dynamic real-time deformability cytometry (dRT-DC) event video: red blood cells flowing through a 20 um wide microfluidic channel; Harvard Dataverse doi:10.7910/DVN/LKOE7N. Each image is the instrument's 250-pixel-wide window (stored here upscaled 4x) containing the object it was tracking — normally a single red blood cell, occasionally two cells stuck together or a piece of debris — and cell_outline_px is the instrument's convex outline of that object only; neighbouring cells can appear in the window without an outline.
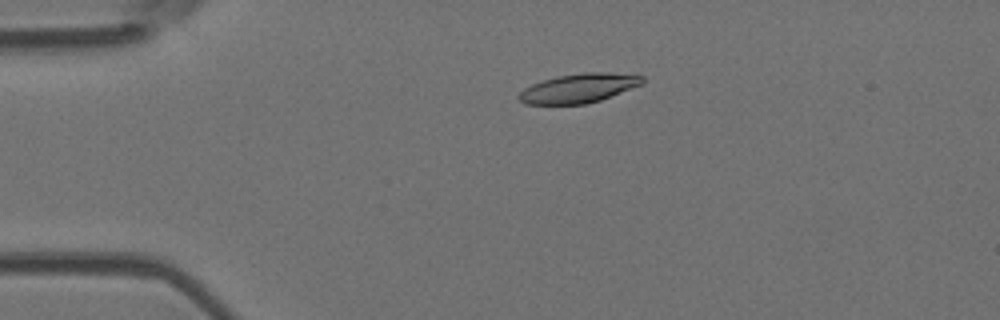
{"species": "Egyptian fruit bat (a non-hibernating species)", "species_latin": "Rousettus aegyptiacus", "temperature_condition": "room temperature", "stored_images_in_passage": 3, "camera_frame_rate_fps": 3000, "um_per_image_px": 0.085, "animal": {"sex": "female"}, "frame": {"image": 1, "passage_image": 1, "time_ms": 0.0, "image_size_px": [1000, 320], "cell_outline_px": [[644, 84], [600, 100], [584, 104], [524, 104], [516, 96], [524, 88], [532, 84], [556, 76], [584, 72], [608, 72], [644, 76]], "centroid_in_image_um": [49.2, 7.49], "position_along_channel_um": 35.8, "area_um2": 21.04}}
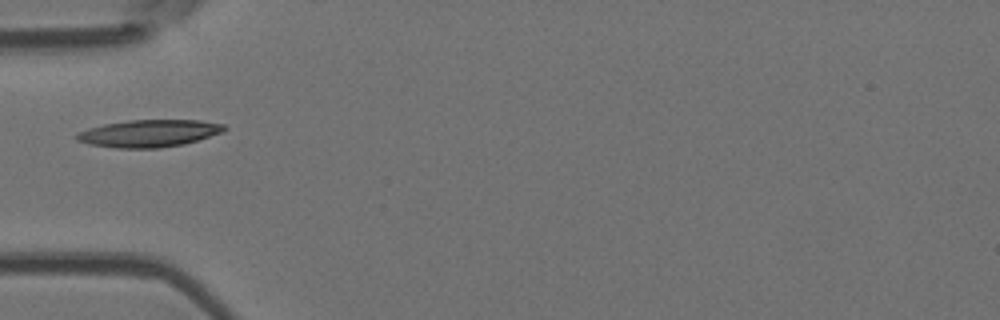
{"frame": {"image": 2, "passage_image": 2, "time_ms": 2.0, "image_size_px": [1000, 320], "cell_outline_px": [[228, 128], [220, 132], [184, 144], [160, 148], [116, 148], [88, 144], [76, 140], [76, 132], [88, 128], [104, 124], [128, 120], [200, 120], [224, 124]], "centroid_in_image_um": [12.61, 11.33], "position_along_channel_um": 72.4, "area_um2": 23.41}}